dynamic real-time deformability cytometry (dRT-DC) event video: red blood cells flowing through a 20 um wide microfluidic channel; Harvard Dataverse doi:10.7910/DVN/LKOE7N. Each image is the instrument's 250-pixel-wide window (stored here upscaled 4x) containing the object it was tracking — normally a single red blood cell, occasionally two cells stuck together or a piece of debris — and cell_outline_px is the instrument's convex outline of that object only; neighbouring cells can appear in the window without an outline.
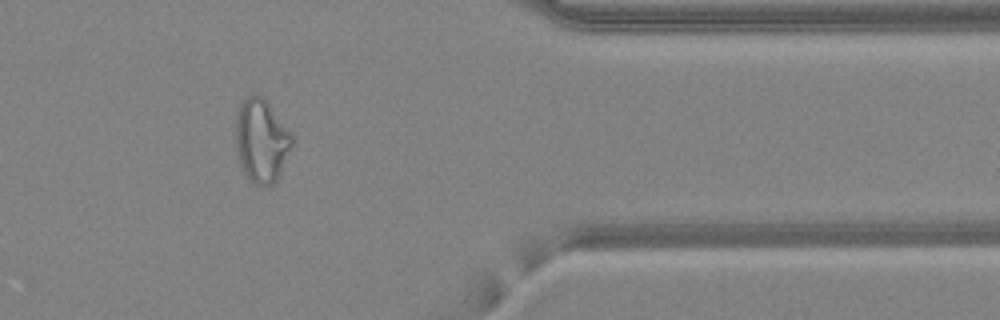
{"species": "common noctule bat (a hibernating species)", "species_latin": "Nyctalus noctula", "temperature_condition": "warm", "stored_images_in_passage": 29, "camera_frame_rate_fps": 3000, "um_per_image_px": 0.085, "animal": {"sex": "female", "body_mass_g": 24.6, "forearm_length_mm": 56.2}, "frame": {"image": 1, "passage_image": 25, "time_ms": 8.0, "image_size_px": [1000, 320], "cell_outline_px": [[292, 144], [280, 176], [272, 184], [252, 184], [248, 180], [240, 164], [236, 148], [236, 108], [244, 96], [252, 92], [256, 92], [264, 96], [292, 132]], "centroid_in_image_um": [22.2, 11.87], "position_along_channel_um": 389.2, "area_um2": 28.09}, "authors_computed_cell_mechanics": {"area_um2": 22.0218, "velocity_mm_per_s": 4.2791, "shape_relaxation_time_tau1_ms": null, "shape_relaxation_time_tau2_ms": 2.2999, "deformation_change_tau1": null, "deformation_change_tau2": 0.1204}}